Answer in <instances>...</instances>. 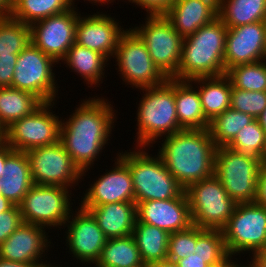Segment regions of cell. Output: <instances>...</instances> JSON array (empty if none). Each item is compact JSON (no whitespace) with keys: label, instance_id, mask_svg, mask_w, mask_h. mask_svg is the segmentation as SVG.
Instances as JSON below:
<instances>
[{"label":"cell","instance_id":"1","mask_svg":"<svg viewBox=\"0 0 266 267\" xmlns=\"http://www.w3.org/2000/svg\"><path fill=\"white\" fill-rule=\"evenodd\" d=\"M90 98L82 99L66 121L62 118L60 128V142L82 171V179L109 144L117 118L108 99Z\"/></svg>","mask_w":266,"mask_h":267},{"label":"cell","instance_id":"2","mask_svg":"<svg viewBox=\"0 0 266 267\" xmlns=\"http://www.w3.org/2000/svg\"><path fill=\"white\" fill-rule=\"evenodd\" d=\"M160 139L157 153L184 189L214 175L217 147L209 129H183Z\"/></svg>","mask_w":266,"mask_h":267},{"label":"cell","instance_id":"3","mask_svg":"<svg viewBox=\"0 0 266 267\" xmlns=\"http://www.w3.org/2000/svg\"><path fill=\"white\" fill-rule=\"evenodd\" d=\"M227 27L216 17L183 39L177 80L226 74L224 54Z\"/></svg>","mask_w":266,"mask_h":267},{"label":"cell","instance_id":"4","mask_svg":"<svg viewBox=\"0 0 266 267\" xmlns=\"http://www.w3.org/2000/svg\"><path fill=\"white\" fill-rule=\"evenodd\" d=\"M137 116L136 146L153 147L158 139L183 130L179 126L175 97L174 79L168 78L163 84L140 88ZM145 91V92H144Z\"/></svg>","mask_w":266,"mask_h":267},{"label":"cell","instance_id":"5","mask_svg":"<svg viewBox=\"0 0 266 267\" xmlns=\"http://www.w3.org/2000/svg\"><path fill=\"white\" fill-rule=\"evenodd\" d=\"M145 148L147 147L136 146L134 151H117V156L130 169L135 203L182 196L185 193L184 187L168 171L160 155L157 153L153 156Z\"/></svg>","mask_w":266,"mask_h":267},{"label":"cell","instance_id":"6","mask_svg":"<svg viewBox=\"0 0 266 267\" xmlns=\"http://www.w3.org/2000/svg\"><path fill=\"white\" fill-rule=\"evenodd\" d=\"M185 193L192 224L203 229L222 230L237 205L215 175L190 184Z\"/></svg>","mask_w":266,"mask_h":267},{"label":"cell","instance_id":"7","mask_svg":"<svg viewBox=\"0 0 266 267\" xmlns=\"http://www.w3.org/2000/svg\"><path fill=\"white\" fill-rule=\"evenodd\" d=\"M262 161L228 147H217L214 175L236 203L254 202Z\"/></svg>","mask_w":266,"mask_h":267},{"label":"cell","instance_id":"8","mask_svg":"<svg viewBox=\"0 0 266 267\" xmlns=\"http://www.w3.org/2000/svg\"><path fill=\"white\" fill-rule=\"evenodd\" d=\"M229 256L252 253L266 248V207L255 202L237 203L222 229ZM242 252V253H241Z\"/></svg>","mask_w":266,"mask_h":267},{"label":"cell","instance_id":"9","mask_svg":"<svg viewBox=\"0 0 266 267\" xmlns=\"http://www.w3.org/2000/svg\"><path fill=\"white\" fill-rule=\"evenodd\" d=\"M113 59L124 83L140 89L163 84L168 78L154 64L144 41L129 27L119 39Z\"/></svg>","mask_w":266,"mask_h":267},{"label":"cell","instance_id":"10","mask_svg":"<svg viewBox=\"0 0 266 267\" xmlns=\"http://www.w3.org/2000/svg\"><path fill=\"white\" fill-rule=\"evenodd\" d=\"M55 103L43 102L30 115L13 122L3 131V139L13 150L23 152L59 142L62 119L53 114Z\"/></svg>","mask_w":266,"mask_h":267},{"label":"cell","instance_id":"11","mask_svg":"<svg viewBox=\"0 0 266 267\" xmlns=\"http://www.w3.org/2000/svg\"><path fill=\"white\" fill-rule=\"evenodd\" d=\"M56 64L58 65L52 57L30 42L18 54L12 88L28 91L42 102L57 101V89L60 87L55 78Z\"/></svg>","mask_w":266,"mask_h":267},{"label":"cell","instance_id":"12","mask_svg":"<svg viewBox=\"0 0 266 267\" xmlns=\"http://www.w3.org/2000/svg\"><path fill=\"white\" fill-rule=\"evenodd\" d=\"M71 192L60 186L33 184L18 205L23 221L48 229L52 226L63 229L73 210Z\"/></svg>","mask_w":266,"mask_h":267},{"label":"cell","instance_id":"13","mask_svg":"<svg viewBox=\"0 0 266 267\" xmlns=\"http://www.w3.org/2000/svg\"><path fill=\"white\" fill-rule=\"evenodd\" d=\"M145 23L131 27L144 41L147 50L160 71L172 78L179 68L183 38L163 15H147Z\"/></svg>","mask_w":266,"mask_h":267},{"label":"cell","instance_id":"14","mask_svg":"<svg viewBox=\"0 0 266 267\" xmlns=\"http://www.w3.org/2000/svg\"><path fill=\"white\" fill-rule=\"evenodd\" d=\"M26 153L34 184L72 189L82 180V171L60 141L30 149Z\"/></svg>","mask_w":266,"mask_h":267},{"label":"cell","instance_id":"15","mask_svg":"<svg viewBox=\"0 0 266 267\" xmlns=\"http://www.w3.org/2000/svg\"><path fill=\"white\" fill-rule=\"evenodd\" d=\"M65 227H67L65 242L69 248L68 253L73 254L71 257L76 258L77 263L79 261L86 265H95L108 238L103 234L93 215L88 210L78 207L75 212L71 211L64 229Z\"/></svg>","mask_w":266,"mask_h":267},{"label":"cell","instance_id":"16","mask_svg":"<svg viewBox=\"0 0 266 267\" xmlns=\"http://www.w3.org/2000/svg\"><path fill=\"white\" fill-rule=\"evenodd\" d=\"M79 13L78 9L71 7L65 12L33 23L30 26L31 42L59 64L75 43Z\"/></svg>","mask_w":266,"mask_h":267},{"label":"cell","instance_id":"17","mask_svg":"<svg viewBox=\"0 0 266 267\" xmlns=\"http://www.w3.org/2000/svg\"><path fill=\"white\" fill-rule=\"evenodd\" d=\"M111 170L89 185L79 206H99L107 203L135 202L132 175L129 167L116 155ZM115 166V167H114Z\"/></svg>","mask_w":266,"mask_h":267},{"label":"cell","instance_id":"18","mask_svg":"<svg viewBox=\"0 0 266 267\" xmlns=\"http://www.w3.org/2000/svg\"><path fill=\"white\" fill-rule=\"evenodd\" d=\"M96 13L85 17L78 15L75 43L97 51L110 60L126 30L120 26L117 19L111 17V14Z\"/></svg>","mask_w":266,"mask_h":267},{"label":"cell","instance_id":"19","mask_svg":"<svg viewBox=\"0 0 266 267\" xmlns=\"http://www.w3.org/2000/svg\"><path fill=\"white\" fill-rule=\"evenodd\" d=\"M266 56L264 22H254L227 28L224 63L225 70L240 65L263 61Z\"/></svg>","mask_w":266,"mask_h":267},{"label":"cell","instance_id":"20","mask_svg":"<svg viewBox=\"0 0 266 267\" xmlns=\"http://www.w3.org/2000/svg\"><path fill=\"white\" fill-rule=\"evenodd\" d=\"M45 228L23 222L0 245V258L32 265L43 262L42 257L46 256L47 251L49 252L48 248L52 243Z\"/></svg>","mask_w":266,"mask_h":267},{"label":"cell","instance_id":"21","mask_svg":"<svg viewBox=\"0 0 266 267\" xmlns=\"http://www.w3.org/2000/svg\"><path fill=\"white\" fill-rule=\"evenodd\" d=\"M136 222L154 225L169 234L192 226L186 193L167 200H149L136 204Z\"/></svg>","mask_w":266,"mask_h":267},{"label":"cell","instance_id":"22","mask_svg":"<svg viewBox=\"0 0 266 267\" xmlns=\"http://www.w3.org/2000/svg\"><path fill=\"white\" fill-rule=\"evenodd\" d=\"M214 0H175L163 14L184 39L218 17Z\"/></svg>","mask_w":266,"mask_h":267},{"label":"cell","instance_id":"23","mask_svg":"<svg viewBox=\"0 0 266 267\" xmlns=\"http://www.w3.org/2000/svg\"><path fill=\"white\" fill-rule=\"evenodd\" d=\"M80 207L88 210L93 215L108 239L126 237L133 233L137 220L135 202H117Z\"/></svg>","mask_w":266,"mask_h":267},{"label":"cell","instance_id":"24","mask_svg":"<svg viewBox=\"0 0 266 267\" xmlns=\"http://www.w3.org/2000/svg\"><path fill=\"white\" fill-rule=\"evenodd\" d=\"M33 184L28 154L14 150L6 158L3 176L0 177V194L19 205Z\"/></svg>","mask_w":266,"mask_h":267},{"label":"cell","instance_id":"25","mask_svg":"<svg viewBox=\"0 0 266 267\" xmlns=\"http://www.w3.org/2000/svg\"><path fill=\"white\" fill-rule=\"evenodd\" d=\"M174 97L179 126L184 130L208 129L198 89L189 80L174 79Z\"/></svg>","mask_w":266,"mask_h":267},{"label":"cell","instance_id":"26","mask_svg":"<svg viewBox=\"0 0 266 267\" xmlns=\"http://www.w3.org/2000/svg\"><path fill=\"white\" fill-rule=\"evenodd\" d=\"M189 81L198 88L203 112L209 122L230 108L232 84L226 74Z\"/></svg>","mask_w":266,"mask_h":267},{"label":"cell","instance_id":"27","mask_svg":"<svg viewBox=\"0 0 266 267\" xmlns=\"http://www.w3.org/2000/svg\"><path fill=\"white\" fill-rule=\"evenodd\" d=\"M109 60L101 53L88 49L74 43L67 51L66 56L61 62L66 64L68 69L70 68L81 79H84L85 84L88 87H99L100 83H103L105 77V70L110 63ZM108 62V63H107ZM106 66V68H105ZM105 68V69H104ZM90 85V86H89Z\"/></svg>","mask_w":266,"mask_h":267},{"label":"cell","instance_id":"28","mask_svg":"<svg viewBox=\"0 0 266 267\" xmlns=\"http://www.w3.org/2000/svg\"><path fill=\"white\" fill-rule=\"evenodd\" d=\"M145 265L167 259L169 233L154 225L136 222L132 233Z\"/></svg>","mask_w":266,"mask_h":267},{"label":"cell","instance_id":"29","mask_svg":"<svg viewBox=\"0 0 266 267\" xmlns=\"http://www.w3.org/2000/svg\"><path fill=\"white\" fill-rule=\"evenodd\" d=\"M43 102L34 94L12 87L0 88V128L30 115Z\"/></svg>","mask_w":266,"mask_h":267},{"label":"cell","instance_id":"30","mask_svg":"<svg viewBox=\"0 0 266 267\" xmlns=\"http://www.w3.org/2000/svg\"><path fill=\"white\" fill-rule=\"evenodd\" d=\"M217 13L227 28L264 21L266 0H218Z\"/></svg>","mask_w":266,"mask_h":267},{"label":"cell","instance_id":"31","mask_svg":"<svg viewBox=\"0 0 266 267\" xmlns=\"http://www.w3.org/2000/svg\"><path fill=\"white\" fill-rule=\"evenodd\" d=\"M145 265L133 235L107 239L93 267H140Z\"/></svg>","mask_w":266,"mask_h":267},{"label":"cell","instance_id":"32","mask_svg":"<svg viewBox=\"0 0 266 267\" xmlns=\"http://www.w3.org/2000/svg\"><path fill=\"white\" fill-rule=\"evenodd\" d=\"M70 8L69 0H18L13 5L11 17L31 26L35 22Z\"/></svg>","mask_w":266,"mask_h":267},{"label":"cell","instance_id":"33","mask_svg":"<svg viewBox=\"0 0 266 267\" xmlns=\"http://www.w3.org/2000/svg\"><path fill=\"white\" fill-rule=\"evenodd\" d=\"M254 120L249 114L228 108L210 121L208 129L216 147H227L237 133Z\"/></svg>","mask_w":266,"mask_h":267},{"label":"cell","instance_id":"34","mask_svg":"<svg viewBox=\"0 0 266 267\" xmlns=\"http://www.w3.org/2000/svg\"><path fill=\"white\" fill-rule=\"evenodd\" d=\"M30 42L29 25L12 17L0 19V57H18Z\"/></svg>","mask_w":266,"mask_h":267},{"label":"cell","instance_id":"35","mask_svg":"<svg viewBox=\"0 0 266 267\" xmlns=\"http://www.w3.org/2000/svg\"><path fill=\"white\" fill-rule=\"evenodd\" d=\"M226 75L232 88L246 91H266V65L264 61L240 64L229 68Z\"/></svg>","mask_w":266,"mask_h":267},{"label":"cell","instance_id":"36","mask_svg":"<svg viewBox=\"0 0 266 267\" xmlns=\"http://www.w3.org/2000/svg\"><path fill=\"white\" fill-rule=\"evenodd\" d=\"M227 147L256 157L262 162L266 160V136L257 119L240 130Z\"/></svg>","mask_w":266,"mask_h":267},{"label":"cell","instance_id":"37","mask_svg":"<svg viewBox=\"0 0 266 267\" xmlns=\"http://www.w3.org/2000/svg\"><path fill=\"white\" fill-rule=\"evenodd\" d=\"M194 254L200 258H228L222 230L196 226Z\"/></svg>","mask_w":266,"mask_h":267},{"label":"cell","instance_id":"38","mask_svg":"<svg viewBox=\"0 0 266 267\" xmlns=\"http://www.w3.org/2000/svg\"><path fill=\"white\" fill-rule=\"evenodd\" d=\"M230 108L257 119L266 109V91H246L232 88Z\"/></svg>","mask_w":266,"mask_h":267},{"label":"cell","instance_id":"39","mask_svg":"<svg viewBox=\"0 0 266 267\" xmlns=\"http://www.w3.org/2000/svg\"><path fill=\"white\" fill-rule=\"evenodd\" d=\"M196 245V226L169 235L167 260L177 262L194 254Z\"/></svg>","mask_w":266,"mask_h":267},{"label":"cell","instance_id":"40","mask_svg":"<svg viewBox=\"0 0 266 267\" xmlns=\"http://www.w3.org/2000/svg\"><path fill=\"white\" fill-rule=\"evenodd\" d=\"M22 215L18 205H13L9 210L0 213V245L13 233L22 223Z\"/></svg>","mask_w":266,"mask_h":267},{"label":"cell","instance_id":"41","mask_svg":"<svg viewBox=\"0 0 266 267\" xmlns=\"http://www.w3.org/2000/svg\"><path fill=\"white\" fill-rule=\"evenodd\" d=\"M174 1L175 0H128V3H134L142 9H146L145 11L147 15H158L164 14L171 7Z\"/></svg>","mask_w":266,"mask_h":267},{"label":"cell","instance_id":"42","mask_svg":"<svg viewBox=\"0 0 266 267\" xmlns=\"http://www.w3.org/2000/svg\"><path fill=\"white\" fill-rule=\"evenodd\" d=\"M17 57H0V88L12 87Z\"/></svg>","mask_w":266,"mask_h":267},{"label":"cell","instance_id":"43","mask_svg":"<svg viewBox=\"0 0 266 267\" xmlns=\"http://www.w3.org/2000/svg\"><path fill=\"white\" fill-rule=\"evenodd\" d=\"M227 258H200L197 254H191L176 263L178 267H213L219 265Z\"/></svg>","mask_w":266,"mask_h":267},{"label":"cell","instance_id":"44","mask_svg":"<svg viewBox=\"0 0 266 267\" xmlns=\"http://www.w3.org/2000/svg\"><path fill=\"white\" fill-rule=\"evenodd\" d=\"M254 202L266 207V160L261 163L259 169L257 194Z\"/></svg>","mask_w":266,"mask_h":267},{"label":"cell","instance_id":"45","mask_svg":"<svg viewBox=\"0 0 266 267\" xmlns=\"http://www.w3.org/2000/svg\"><path fill=\"white\" fill-rule=\"evenodd\" d=\"M13 151L14 150L8 145V143L4 139L0 140V177L3 176V170H4L6 158Z\"/></svg>","mask_w":266,"mask_h":267},{"label":"cell","instance_id":"46","mask_svg":"<svg viewBox=\"0 0 266 267\" xmlns=\"http://www.w3.org/2000/svg\"><path fill=\"white\" fill-rule=\"evenodd\" d=\"M13 5L10 0H0V19L11 17Z\"/></svg>","mask_w":266,"mask_h":267},{"label":"cell","instance_id":"47","mask_svg":"<svg viewBox=\"0 0 266 267\" xmlns=\"http://www.w3.org/2000/svg\"><path fill=\"white\" fill-rule=\"evenodd\" d=\"M259 267H266V248L256 252L250 257Z\"/></svg>","mask_w":266,"mask_h":267},{"label":"cell","instance_id":"48","mask_svg":"<svg viewBox=\"0 0 266 267\" xmlns=\"http://www.w3.org/2000/svg\"><path fill=\"white\" fill-rule=\"evenodd\" d=\"M36 265L7 261L0 258V267H35Z\"/></svg>","mask_w":266,"mask_h":267},{"label":"cell","instance_id":"49","mask_svg":"<svg viewBox=\"0 0 266 267\" xmlns=\"http://www.w3.org/2000/svg\"><path fill=\"white\" fill-rule=\"evenodd\" d=\"M237 260L234 256H229L227 259H225L222 263L219 265L213 266V267H239L238 263L234 261V259ZM233 259V260H232Z\"/></svg>","mask_w":266,"mask_h":267},{"label":"cell","instance_id":"50","mask_svg":"<svg viewBox=\"0 0 266 267\" xmlns=\"http://www.w3.org/2000/svg\"><path fill=\"white\" fill-rule=\"evenodd\" d=\"M14 204L0 194V213L9 210Z\"/></svg>","mask_w":266,"mask_h":267},{"label":"cell","instance_id":"51","mask_svg":"<svg viewBox=\"0 0 266 267\" xmlns=\"http://www.w3.org/2000/svg\"><path fill=\"white\" fill-rule=\"evenodd\" d=\"M150 267H178L176 262L170 260H163L157 263L150 265Z\"/></svg>","mask_w":266,"mask_h":267},{"label":"cell","instance_id":"52","mask_svg":"<svg viewBox=\"0 0 266 267\" xmlns=\"http://www.w3.org/2000/svg\"><path fill=\"white\" fill-rule=\"evenodd\" d=\"M85 1H89V3H92V4L94 3V5H97V4L106 5V3L109 4L108 0H84V2ZM69 2H70V5H71L72 8H76L77 9V4L75 6V2H76L75 0H69Z\"/></svg>","mask_w":266,"mask_h":267},{"label":"cell","instance_id":"53","mask_svg":"<svg viewBox=\"0 0 266 267\" xmlns=\"http://www.w3.org/2000/svg\"><path fill=\"white\" fill-rule=\"evenodd\" d=\"M260 126L262 127V129L265 132V136H266V109L262 112V114L257 118Z\"/></svg>","mask_w":266,"mask_h":267},{"label":"cell","instance_id":"54","mask_svg":"<svg viewBox=\"0 0 266 267\" xmlns=\"http://www.w3.org/2000/svg\"><path fill=\"white\" fill-rule=\"evenodd\" d=\"M47 261L48 260H46V261H43V262H40V263H38L35 267H62V265L60 266H56L55 264L54 265H52L53 263H47Z\"/></svg>","mask_w":266,"mask_h":267},{"label":"cell","instance_id":"55","mask_svg":"<svg viewBox=\"0 0 266 267\" xmlns=\"http://www.w3.org/2000/svg\"><path fill=\"white\" fill-rule=\"evenodd\" d=\"M239 267H259V266L251 259V261L247 264V266L245 264L240 263Z\"/></svg>","mask_w":266,"mask_h":267},{"label":"cell","instance_id":"56","mask_svg":"<svg viewBox=\"0 0 266 267\" xmlns=\"http://www.w3.org/2000/svg\"><path fill=\"white\" fill-rule=\"evenodd\" d=\"M3 139V131H2V129L0 128V140H2Z\"/></svg>","mask_w":266,"mask_h":267},{"label":"cell","instance_id":"57","mask_svg":"<svg viewBox=\"0 0 266 267\" xmlns=\"http://www.w3.org/2000/svg\"><path fill=\"white\" fill-rule=\"evenodd\" d=\"M12 5H14L18 0H10Z\"/></svg>","mask_w":266,"mask_h":267},{"label":"cell","instance_id":"58","mask_svg":"<svg viewBox=\"0 0 266 267\" xmlns=\"http://www.w3.org/2000/svg\"><path fill=\"white\" fill-rule=\"evenodd\" d=\"M265 33H266V18L264 19Z\"/></svg>","mask_w":266,"mask_h":267},{"label":"cell","instance_id":"59","mask_svg":"<svg viewBox=\"0 0 266 267\" xmlns=\"http://www.w3.org/2000/svg\"><path fill=\"white\" fill-rule=\"evenodd\" d=\"M140 267H150L149 265H142V266H140Z\"/></svg>","mask_w":266,"mask_h":267},{"label":"cell","instance_id":"60","mask_svg":"<svg viewBox=\"0 0 266 267\" xmlns=\"http://www.w3.org/2000/svg\"><path fill=\"white\" fill-rule=\"evenodd\" d=\"M109 1V3L111 4L112 2H114L115 0H108Z\"/></svg>","mask_w":266,"mask_h":267},{"label":"cell","instance_id":"61","mask_svg":"<svg viewBox=\"0 0 266 267\" xmlns=\"http://www.w3.org/2000/svg\"><path fill=\"white\" fill-rule=\"evenodd\" d=\"M263 61H264L265 65H266V56H265V58L263 59Z\"/></svg>","mask_w":266,"mask_h":267}]
</instances>
